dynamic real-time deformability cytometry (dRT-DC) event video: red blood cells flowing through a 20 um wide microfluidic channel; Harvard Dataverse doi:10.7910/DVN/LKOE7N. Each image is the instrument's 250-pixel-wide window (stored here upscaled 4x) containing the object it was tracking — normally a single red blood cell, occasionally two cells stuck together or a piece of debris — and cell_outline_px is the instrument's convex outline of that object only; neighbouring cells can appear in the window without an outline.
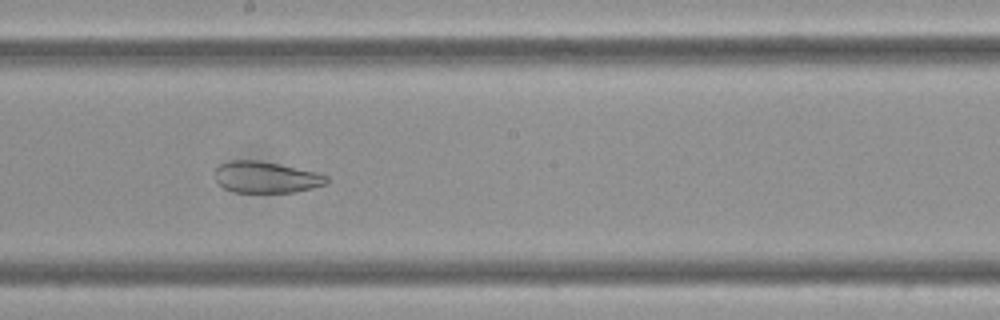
{"species": "Egyptian fruit bat (a non-hibernating species)", "species_latin": "Rousettus aegyptiacus", "temperature_condition": "cold", "stored_images_in_passage": 51, "camera_frame_rate_fps": 3000, "um_per_image_px": 0.085, "frame": {"image": 1, "passage_image": 25, "time_ms": 8.0, "image_size_px": [1000, 320], "cell_outline_px": [[328, 184], [296, 192], [232, 192], [224, 188], [216, 180], [216, 168], [220, 164], [232, 160], [256, 160], [316, 172], [328, 176]], "centroid_in_image_um": [22.62, 15.08], "position_along_channel_um": 225.6, "area_um2": 20.23}}
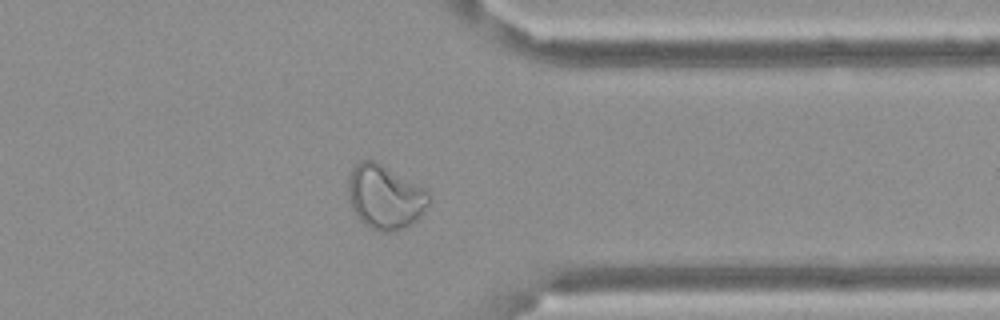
{"frame": {"image": 2, "passage_image": 39, "time_ms": 12.667, "image_size_px": [1000, 320], "cell_outline_px": [[432, 196], [428, 204], [420, 216], [416, 220], [404, 228], [396, 232], [380, 232], [364, 224], [356, 216], [352, 208], [348, 192], [348, 176], [352, 168], [360, 160], [372, 160], [380, 164], [428, 192]], "centroid_in_image_um": [32.69, 16.78], "position_along_channel_um": 378.7, "area_um2": 29.71}}
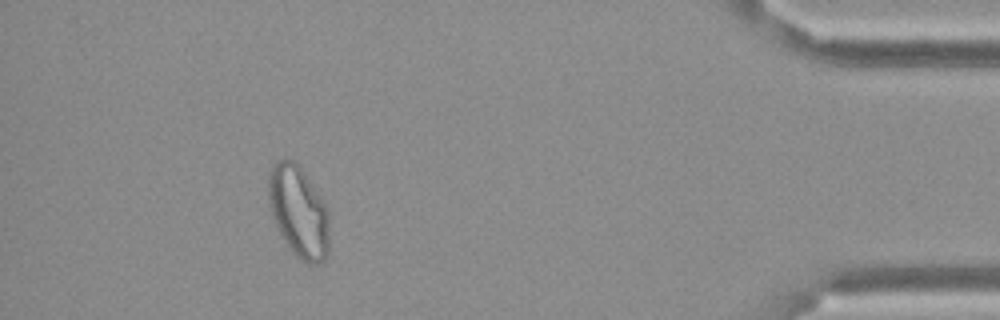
{"frame": {"image": 3, "passage_image": 46, "time_ms": 15.0, "image_size_px": [1000, 320], "cell_outline_px": [[328, 252], [324, 260], [320, 264], [308, 264], [300, 260], [288, 248], [280, 236], [276, 228], [268, 200], [268, 172], [272, 164], [276, 160], [292, 160], [304, 172], [320, 196], [328, 212]], "centroid_in_image_um": [25.35, 18.02], "position_along_channel_um": 409.9, "area_um2": 32.6}, "authors_computed_cell_mechanics": {"area_um2": 29.7092, "velocity_mm_per_s": 3.39, "shape_relaxation_time_tau1_ms": null, "shape_relaxation_time_tau2_ms": 1.4763, "deformation_change_tau1": null, "deformation_change_tau2": 0.0743}}